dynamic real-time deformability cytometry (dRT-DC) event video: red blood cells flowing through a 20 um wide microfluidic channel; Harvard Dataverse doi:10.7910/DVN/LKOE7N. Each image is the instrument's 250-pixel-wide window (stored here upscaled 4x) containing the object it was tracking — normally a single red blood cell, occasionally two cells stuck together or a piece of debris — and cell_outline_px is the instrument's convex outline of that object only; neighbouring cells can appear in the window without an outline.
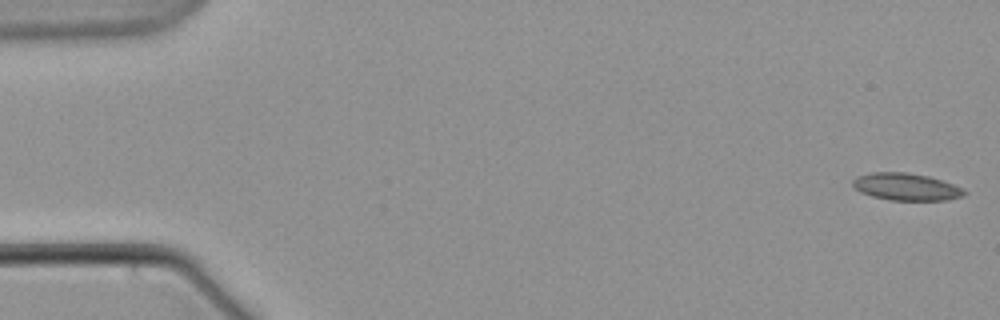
{"species": "common noctule bat (a hibernating species)", "species_latin": "Nyctalus noctula", "temperature_condition": "warm", "stored_images_in_passage": 8, "camera_frame_rate_fps": 3000, "um_per_image_px": 0.085, "animal": {"sex": "male", "body_mass_g": 21.5, "forearm_length_mm": 52.0}, "frame": {"image": 1, "passage_image": 1, "time_ms": 0.0, "image_size_px": [1000, 320], "cell_outline_px": [[968, 192], [964, 196], [948, 200], [892, 200], [872, 196], [860, 192], [852, 184], [852, 180], [856, 176], [872, 172], [908, 172], [928, 176], [964, 188]], "centroid_in_image_um": [77.04, 15.87], "position_along_channel_um": 8.0, "area_um2": 17.74}}
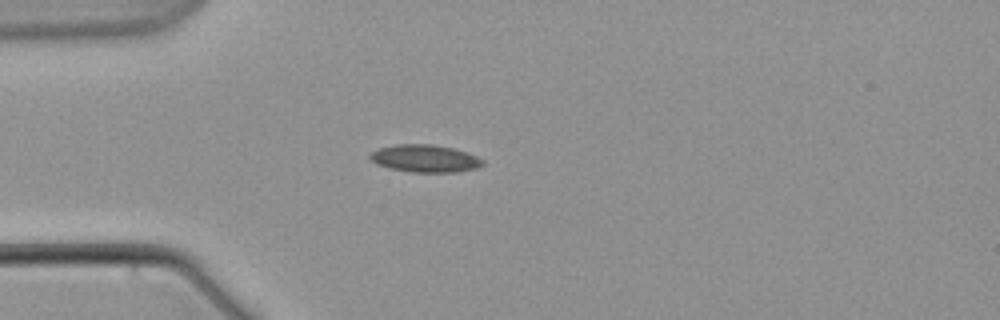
{"frame": {"image": 2, "passage_image": 6, "time_ms": 6.0, "image_size_px": [1000, 320], "cell_outline_px": [[484, 164], [476, 168], [456, 172], [412, 172], [392, 168], [376, 164], [368, 160], [368, 156], [372, 152], [380, 148], [396, 144], [432, 144], [452, 148], [476, 156], [484, 160]], "centroid_in_image_um": [36.1, 13.47], "position_along_channel_um": 48.9, "area_um2": 17.92}}
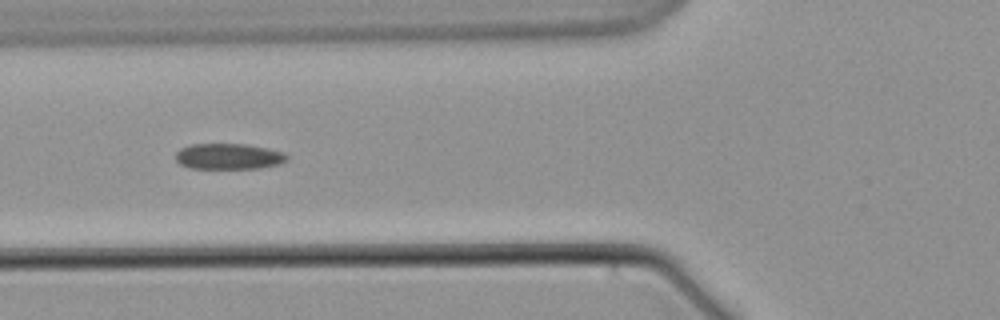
{"frame": {"image": 3, "passage_image": 8, "time_ms": 8.333, "image_size_px": [1000, 320], "cell_outline_px": [[288, 160], [280, 164], [260, 168], [188, 168], [180, 164], [176, 160], [176, 152], [180, 148], [188, 144], [244, 144], [268, 148], [284, 152], [288, 156]], "centroid_in_image_um": [19.44, 13.29], "position_along_channel_um": 106.4, "area_um2": 16.88}}